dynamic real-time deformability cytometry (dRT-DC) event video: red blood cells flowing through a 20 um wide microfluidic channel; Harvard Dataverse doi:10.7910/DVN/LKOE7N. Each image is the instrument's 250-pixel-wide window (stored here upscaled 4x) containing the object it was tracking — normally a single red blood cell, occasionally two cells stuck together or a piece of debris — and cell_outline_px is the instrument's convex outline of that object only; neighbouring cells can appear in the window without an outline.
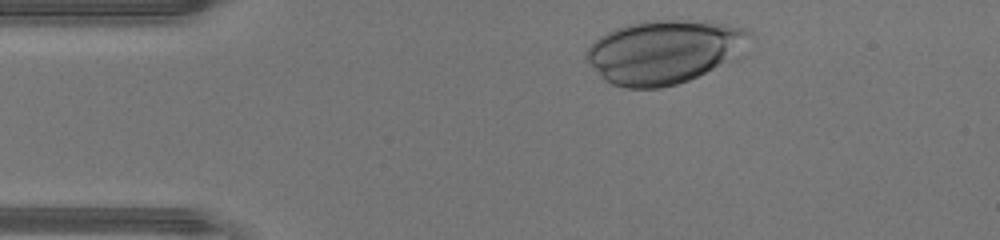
{"species": "human", "species_latin": "Homo sapiens", "temperature_condition": "warm", "stored_images_in_passage": 30, "camera_frame_rate_fps": 3000, "um_per_image_px": 0.085, "donor": {"sex": "male"}, "frame": {"image": 1, "passage_image": 2, "time_ms": 0.333, "image_size_px": [1000, 240], "cell_outline_px": [[752, 32], [740, 60], [688, 80], [676, 84], [660, 88], [624, 88], [612, 84], [604, 80], [600, 76], [588, 60], [588, 48], [600, 36], [616, 28], [628, 24], [644, 20], [712, 20], [748, 28]], "centroid_in_image_um": [56.59, 4.38], "position_along_channel_um": 28.4, "area_um2": 61.5}}
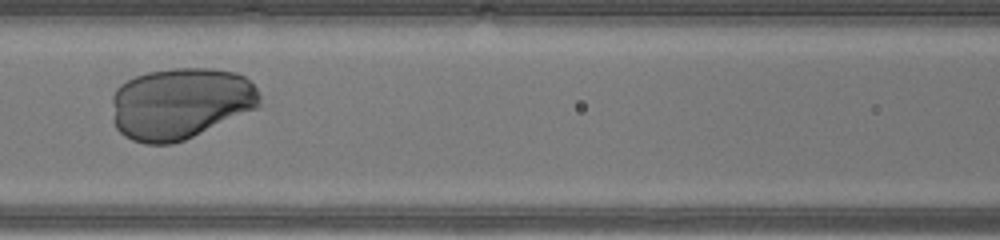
{"frame": {"image": 2, "passage_image": 14, "time_ms": 4.333, "image_size_px": [1000, 240], "cell_outline_px": [[260, 104], [256, 108], [184, 140], [172, 144], [144, 144], [132, 140], [124, 136], [116, 128], [112, 120], [112, 96], [116, 88], [120, 84], [136, 76], [148, 72], [172, 68], [212, 68], [236, 72], [244, 76], [256, 88], [260, 96]], "centroid_in_image_um": [15.29, 8.78], "position_along_channel_um": 151.3, "area_um2": 61.73}}
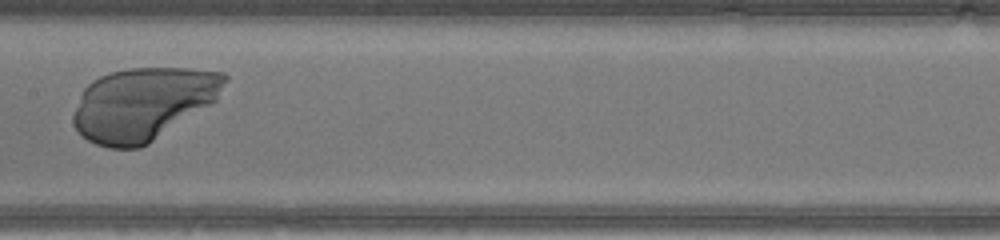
{"frame": {"image": 3, "passage_image": 17, "time_ms": 5.333, "image_size_px": [1000, 240], "cell_outline_px": [[228, 80], [216, 100], [148, 144], [140, 148], [108, 148], [96, 144], [88, 140], [76, 128], [72, 120], [72, 116], [80, 96], [84, 88], [92, 80], [100, 76], [112, 72], [128, 68], [192, 68], [224, 72], [228, 76]], "centroid_in_image_um": [12.16, 8.81], "position_along_channel_um": 195.2, "area_um2": 64.04}}